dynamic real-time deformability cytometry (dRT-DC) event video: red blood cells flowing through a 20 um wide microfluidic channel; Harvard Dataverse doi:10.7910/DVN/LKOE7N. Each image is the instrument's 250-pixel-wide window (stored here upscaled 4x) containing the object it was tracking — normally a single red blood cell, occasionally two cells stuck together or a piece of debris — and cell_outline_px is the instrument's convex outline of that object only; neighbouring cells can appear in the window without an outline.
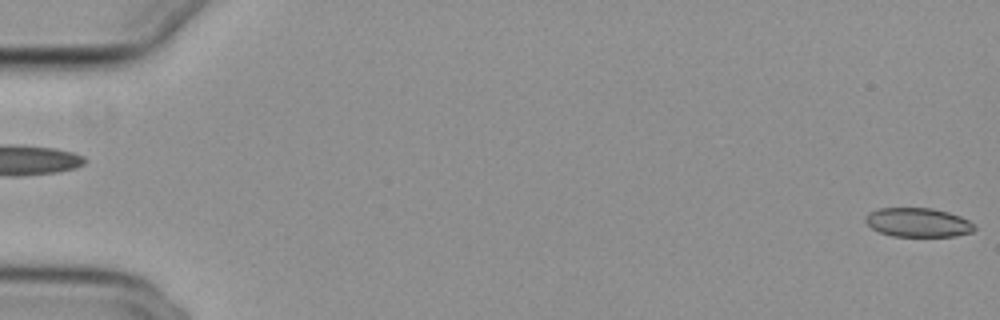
{"species": "common noctule bat (a hibernating species)", "species_latin": "Nyctalus noctula", "temperature_condition": "cold", "stored_images_in_passage": 56, "camera_frame_rate_fps": 3000, "um_per_image_px": 0.085, "animal": {"sex": "female", "body_mass_g": 29.2, "forearm_length_mm": 56.3}, "frame": {"image": 1, "passage_image": 1, "time_ms": 0.0, "image_size_px": [1000, 320], "cell_outline_px": [[976, 228], [972, 232], [956, 236], [892, 236], [880, 232], [872, 228], [864, 220], [868, 212], [880, 208], [932, 208], [948, 212], [960, 216], [968, 220]], "centroid_in_image_um": [78.02, 18.9], "position_along_channel_um": 7.0, "area_um2": 18.38}}
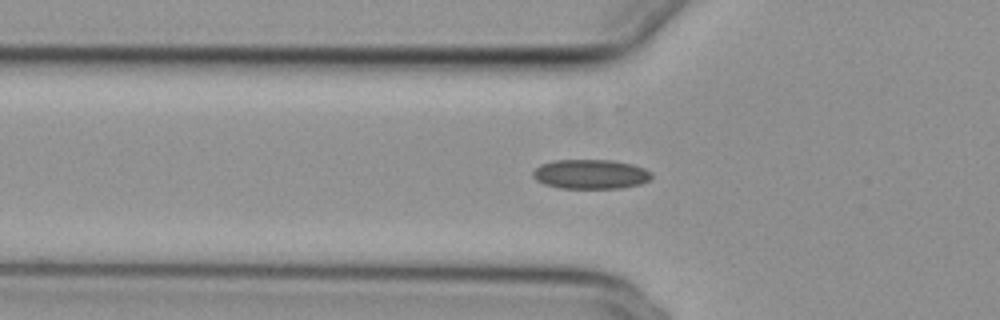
{"frame": {"image": 2, "passage_image": 20, "time_ms": 6.333, "image_size_px": [1000, 320], "cell_outline_px": [[652, 176], [648, 180], [640, 184], [620, 188], [556, 188], [544, 184], [536, 180], [532, 176], [532, 172], [540, 164], [552, 160], [612, 160], [632, 164], [644, 168], [652, 172]], "centroid_in_image_um": [50.17, 14.8], "position_along_channel_um": 75.6, "area_um2": 20.52}}
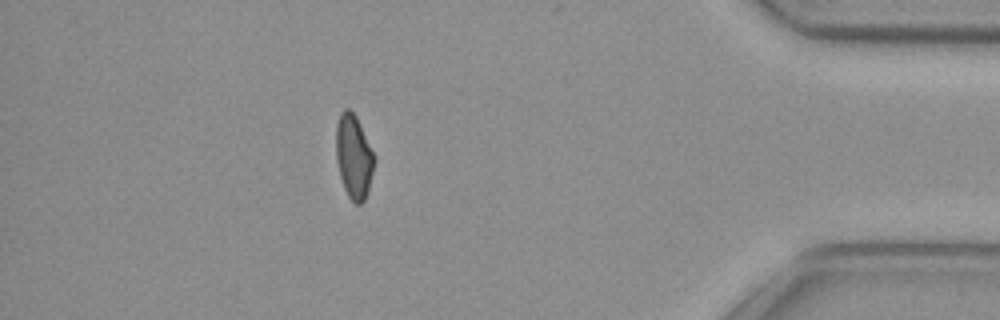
{"frame": {"image": 3, "passage_image": 50, "time_ms": 16.333, "image_size_px": [1000, 320], "cell_outline_px": [[376, 160], [368, 192], [364, 200], [360, 204], [356, 204], [348, 196], [344, 188], [340, 176], [336, 160], [336, 124], [340, 112], [344, 108], [348, 108], [356, 116], [376, 156]], "centroid_in_image_um": [30.08, 13.3], "position_along_channel_um": 405.1, "area_um2": 18.96}, "authors_computed_cell_mechanics": {"area_um2": 19.5075, "velocity_mm_per_s": 3.7382, "shape_relaxation_time_tau1_ms": null, "shape_relaxation_time_tau2_ms": 5.5972, "deformation_change_tau1": null, "deformation_change_tau2": 0.1075}}